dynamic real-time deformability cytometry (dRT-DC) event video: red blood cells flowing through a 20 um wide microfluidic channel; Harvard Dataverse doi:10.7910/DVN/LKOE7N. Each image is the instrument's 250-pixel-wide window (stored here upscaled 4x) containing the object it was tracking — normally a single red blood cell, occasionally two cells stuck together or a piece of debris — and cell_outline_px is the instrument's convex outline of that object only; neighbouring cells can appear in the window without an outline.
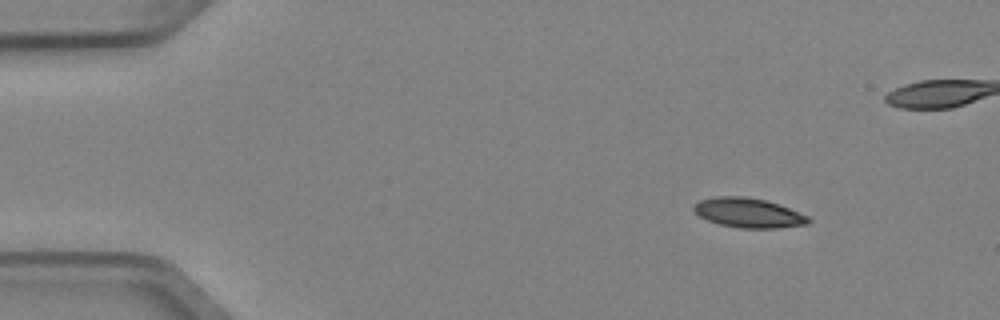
{"species": "Egyptian fruit bat (a non-hibernating species)", "species_latin": "Rousettus aegyptiacus", "temperature_condition": "cold", "stored_images_in_passage": 6, "camera_frame_rate_fps": 3000, "um_per_image_px": 0.085, "animal": {"sex": "female"}, "frame": {"image": 1, "passage_image": 1, "time_ms": 0.0, "image_size_px": [1000, 320], "cell_outline_px": [[812, 220], [808, 224], [776, 228], [740, 228], [720, 224], [708, 220], [700, 216], [692, 208], [700, 200], [716, 196], [744, 196], [764, 200], [780, 204], [808, 216]], "centroid_in_image_um": [63.64, 18.09], "position_along_channel_um": 21.4, "area_um2": 19.65}}
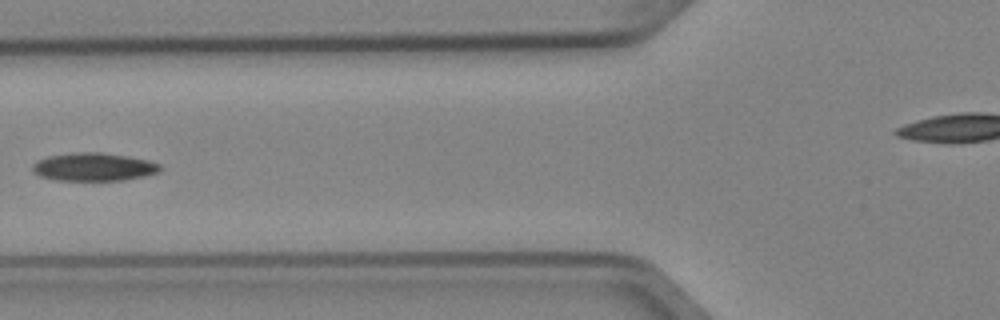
{"frame": {"image": 2, "passage_image": 5, "time_ms": 1.333, "image_size_px": [1000, 320], "cell_outline_px": [[160, 172], [144, 176], [120, 180], [56, 180], [40, 176], [32, 172], [32, 164], [36, 160], [48, 156], [72, 152], [100, 152], [128, 156], [148, 160], [160, 164]], "centroid_in_image_um": [7.93, 14.18], "position_along_channel_um": 117.9, "area_um2": 20.98}}